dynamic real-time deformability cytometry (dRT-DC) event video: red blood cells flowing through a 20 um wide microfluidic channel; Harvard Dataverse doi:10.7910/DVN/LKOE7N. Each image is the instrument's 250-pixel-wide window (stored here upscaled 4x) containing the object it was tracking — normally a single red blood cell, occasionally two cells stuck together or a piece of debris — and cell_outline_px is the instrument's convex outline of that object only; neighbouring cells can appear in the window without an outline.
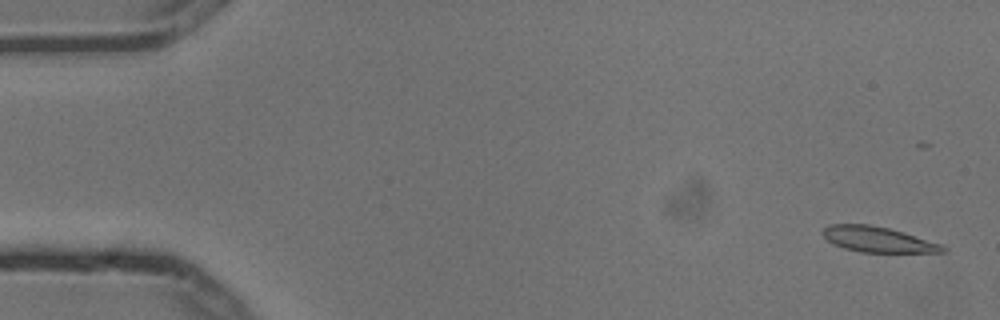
{"species": "common noctule bat (a hibernating species)", "species_latin": "Nyctalus noctula", "temperature_condition": "cold", "stored_images_in_passage": 5, "camera_frame_rate_fps": 3000, "um_per_image_px": 0.085, "animal": {"sex": "male", "body_mass_g": 13.3}, "frame": {"image": 1, "passage_image": 1, "time_ms": 0.0, "image_size_px": [1000, 320], "cell_outline_px": [[948, 252], [860, 252], [844, 248], [832, 244], [820, 232], [828, 224], [868, 224], [888, 228], [904, 232], [944, 244], [948, 248]], "centroid_in_image_um": [74.65, 20.35], "position_along_channel_um": 10.3, "area_um2": 18.03}}
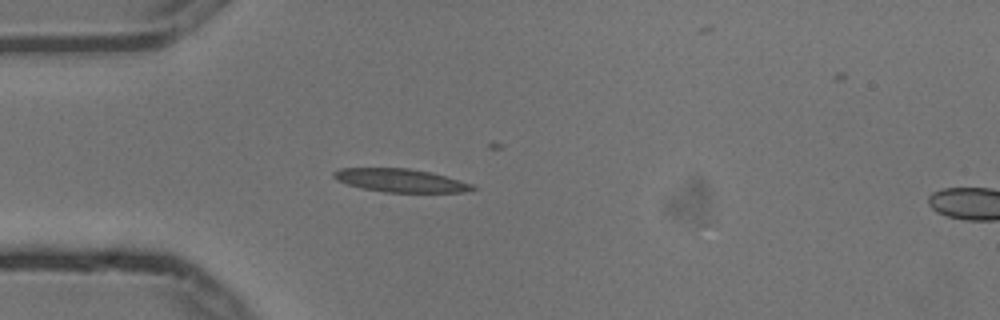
{"frame": {"image": 2, "passage_image": 4, "time_ms": 1.0, "image_size_px": [1000, 320], "cell_outline_px": [[476, 188], [464, 192], [384, 192], [364, 188], [348, 184], [336, 180], [332, 176], [332, 172], [340, 168], [408, 168], [432, 172], [472, 184]], "centroid_in_image_um": [34.01, 15.33], "position_along_channel_um": 51.0, "area_um2": 18.67}}